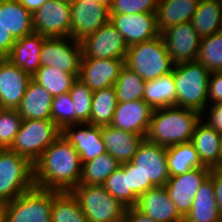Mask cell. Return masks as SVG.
Wrapping results in <instances>:
<instances>
[{
  "label": "cell",
  "instance_id": "29",
  "mask_svg": "<svg viewBox=\"0 0 222 222\" xmlns=\"http://www.w3.org/2000/svg\"><path fill=\"white\" fill-rule=\"evenodd\" d=\"M191 23L201 39L222 31V5L218 0H199Z\"/></svg>",
  "mask_w": 222,
  "mask_h": 222
},
{
  "label": "cell",
  "instance_id": "47",
  "mask_svg": "<svg viewBox=\"0 0 222 222\" xmlns=\"http://www.w3.org/2000/svg\"><path fill=\"white\" fill-rule=\"evenodd\" d=\"M210 177L213 180L218 211L222 220V170L211 169Z\"/></svg>",
  "mask_w": 222,
  "mask_h": 222
},
{
  "label": "cell",
  "instance_id": "46",
  "mask_svg": "<svg viewBox=\"0 0 222 222\" xmlns=\"http://www.w3.org/2000/svg\"><path fill=\"white\" fill-rule=\"evenodd\" d=\"M15 41L16 39L10 31H7L0 19V58H6L9 55Z\"/></svg>",
  "mask_w": 222,
  "mask_h": 222
},
{
  "label": "cell",
  "instance_id": "15",
  "mask_svg": "<svg viewBox=\"0 0 222 222\" xmlns=\"http://www.w3.org/2000/svg\"><path fill=\"white\" fill-rule=\"evenodd\" d=\"M161 36L174 64L197 59L201 38L191 21L173 25L164 30Z\"/></svg>",
  "mask_w": 222,
  "mask_h": 222
},
{
  "label": "cell",
  "instance_id": "6",
  "mask_svg": "<svg viewBox=\"0 0 222 222\" xmlns=\"http://www.w3.org/2000/svg\"><path fill=\"white\" fill-rule=\"evenodd\" d=\"M60 135L52 120L23 119L10 150L34 164Z\"/></svg>",
  "mask_w": 222,
  "mask_h": 222
},
{
  "label": "cell",
  "instance_id": "44",
  "mask_svg": "<svg viewBox=\"0 0 222 222\" xmlns=\"http://www.w3.org/2000/svg\"><path fill=\"white\" fill-rule=\"evenodd\" d=\"M201 115L203 122H205L209 127L214 128L218 133L222 134V102L210 104V106L207 105Z\"/></svg>",
  "mask_w": 222,
  "mask_h": 222
},
{
  "label": "cell",
  "instance_id": "14",
  "mask_svg": "<svg viewBox=\"0 0 222 222\" xmlns=\"http://www.w3.org/2000/svg\"><path fill=\"white\" fill-rule=\"evenodd\" d=\"M109 22V6L96 0L71 2V37L81 41Z\"/></svg>",
  "mask_w": 222,
  "mask_h": 222
},
{
  "label": "cell",
  "instance_id": "31",
  "mask_svg": "<svg viewBox=\"0 0 222 222\" xmlns=\"http://www.w3.org/2000/svg\"><path fill=\"white\" fill-rule=\"evenodd\" d=\"M169 176L184 174L194 168L204 167L191 141L166 147Z\"/></svg>",
  "mask_w": 222,
  "mask_h": 222
},
{
  "label": "cell",
  "instance_id": "42",
  "mask_svg": "<svg viewBox=\"0 0 222 222\" xmlns=\"http://www.w3.org/2000/svg\"><path fill=\"white\" fill-rule=\"evenodd\" d=\"M158 0H113L109 14L156 13Z\"/></svg>",
  "mask_w": 222,
  "mask_h": 222
},
{
  "label": "cell",
  "instance_id": "45",
  "mask_svg": "<svg viewBox=\"0 0 222 222\" xmlns=\"http://www.w3.org/2000/svg\"><path fill=\"white\" fill-rule=\"evenodd\" d=\"M212 102V103H211ZM222 102V72H213L209 78L207 105Z\"/></svg>",
  "mask_w": 222,
  "mask_h": 222
},
{
  "label": "cell",
  "instance_id": "25",
  "mask_svg": "<svg viewBox=\"0 0 222 222\" xmlns=\"http://www.w3.org/2000/svg\"><path fill=\"white\" fill-rule=\"evenodd\" d=\"M184 222H222L212 178L209 176L200 186L193 200L190 212Z\"/></svg>",
  "mask_w": 222,
  "mask_h": 222
},
{
  "label": "cell",
  "instance_id": "24",
  "mask_svg": "<svg viewBox=\"0 0 222 222\" xmlns=\"http://www.w3.org/2000/svg\"><path fill=\"white\" fill-rule=\"evenodd\" d=\"M52 95L33 79L17 108L23 119L51 120Z\"/></svg>",
  "mask_w": 222,
  "mask_h": 222
},
{
  "label": "cell",
  "instance_id": "22",
  "mask_svg": "<svg viewBox=\"0 0 222 222\" xmlns=\"http://www.w3.org/2000/svg\"><path fill=\"white\" fill-rule=\"evenodd\" d=\"M101 136L106 152L120 164L130 162L144 140L140 134L116 129L111 125L101 127Z\"/></svg>",
  "mask_w": 222,
  "mask_h": 222
},
{
  "label": "cell",
  "instance_id": "20",
  "mask_svg": "<svg viewBox=\"0 0 222 222\" xmlns=\"http://www.w3.org/2000/svg\"><path fill=\"white\" fill-rule=\"evenodd\" d=\"M153 109L144 100L118 102L111 126L146 136Z\"/></svg>",
  "mask_w": 222,
  "mask_h": 222
},
{
  "label": "cell",
  "instance_id": "30",
  "mask_svg": "<svg viewBox=\"0 0 222 222\" xmlns=\"http://www.w3.org/2000/svg\"><path fill=\"white\" fill-rule=\"evenodd\" d=\"M176 95L172 73L145 82L143 100L152 109L176 106Z\"/></svg>",
  "mask_w": 222,
  "mask_h": 222
},
{
  "label": "cell",
  "instance_id": "4",
  "mask_svg": "<svg viewBox=\"0 0 222 222\" xmlns=\"http://www.w3.org/2000/svg\"><path fill=\"white\" fill-rule=\"evenodd\" d=\"M124 65L144 81L154 80L172 72L174 63L162 36L128 47Z\"/></svg>",
  "mask_w": 222,
  "mask_h": 222
},
{
  "label": "cell",
  "instance_id": "40",
  "mask_svg": "<svg viewBox=\"0 0 222 222\" xmlns=\"http://www.w3.org/2000/svg\"><path fill=\"white\" fill-rule=\"evenodd\" d=\"M51 120L61 130L66 126L75 125V109L69 92L52 98Z\"/></svg>",
  "mask_w": 222,
  "mask_h": 222
},
{
  "label": "cell",
  "instance_id": "37",
  "mask_svg": "<svg viewBox=\"0 0 222 222\" xmlns=\"http://www.w3.org/2000/svg\"><path fill=\"white\" fill-rule=\"evenodd\" d=\"M145 82L136 72L124 66L114 84L118 102L143 100Z\"/></svg>",
  "mask_w": 222,
  "mask_h": 222
},
{
  "label": "cell",
  "instance_id": "10",
  "mask_svg": "<svg viewBox=\"0 0 222 222\" xmlns=\"http://www.w3.org/2000/svg\"><path fill=\"white\" fill-rule=\"evenodd\" d=\"M81 45V58L125 60L128 50L122 34L109 22L82 39Z\"/></svg>",
  "mask_w": 222,
  "mask_h": 222
},
{
  "label": "cell",
  "instance_id": "5",
  "mask_svg": "<svg viewBox=\"0 0 222 222\" xmlns=\"http://www.w3.org/2000/svg\"><path fill=\"white\" fill-rule=\"evenodd\" d=\"M34 187L33 164L10 149H0V201L10 202Z\"/></svg>",
  "mask_w": 222,
  "mask_h": 222
},
{
  "label": "cell",
  "instance_id": "21",
  "mask_svg": "<svg viewBox=\"0 0 222 222\" xmlns=\"http://www.w3.org/2000/svg\"><path fill=\"white\" fill-rule=\"evenodd\" d=\"M135 208L156 222H184L165 186L150 188L140 195Z\"/></svg>",
  "mask_w": 222,
  "mask_h": 222
},
{
  "label": "cell",
  "instance_id": "17",
  "mask_svg": "<svg viewBox=\"0 0 222 222\" xmlns=\"http://www.w3.org/2000/svg\"><path fill=\"white\" fill-rule=\"evenodd\" d=\"M124 66L119 59L81 58L78 79L92 91L106 89L114 86Z\"/></svg>",
  "mask_w": 222,
  "mask_h": 222
},
{
  "label": "cell",
  "instance_id": "7",
  "mask_svg": "<svg viewBox=\"0 0 222 222\" xmlns=\"http://www.w3.org/2000/svg\"><path fill=\"white\" fill-rule=\"evenodd\" d=\"M71 192L89 222H123L126 207L102 185H77Z\"/></svg>",
  "mask_w": 222,
  "mask_h": 222
},
{
  "label": "cell",
  "instance_id": "34",
  "mask_svg": "<svg viewBox=\"0 0 222 222\" xmlns=\"http://www.w3.org/2000/svg\"><path fill=\"white\" fill-rule=\"evenodd\" d=\"M51 222H89L71 191L53 190Z\"/></svg>",
  "mask_w": 222,
  "mask_h": 222
},
{
  "label": "cell",
  "instance_id": "26",
  "mask_svg": "<svg viewBox=\"0 0 222 222\" xmlns=\"http://www.w3.org/2000/svg\"><path fill=\"white\" fill-rule=\"evenodd\" d=\"M191 142L198 153L201 163L213 169L219 161L222 134L209 127L201 119L196 125Z\"/></svg>",
  "mask_w": 222,
  "mask_h": 222
},
{
  "label": "cell",
  "instance_id": "35",
  "mask_svg": "<svg viewBox=\"0 0 222 222\" xmlns=\"http://www.w3.org/2000/svg\"><path fill=\"white\" fill-rule=\"evenodd\" d=\"M120 166L110 154L103 153L82 164V176L78 185H102Z\"/></svg>",
  "mask_w": 222,
  "mask_h": 222
},
{
  "label": "cell",
  "instance_id": "32",
  "mask_svg": "<svg viewBox=\"0 0 222 222\" xmlns=\"http://www.w3.org/2000/svg\"><path fill=\"white\" fill-rule=\"evenodd\" d=\"M117 104L118 100L114 86L93 91L89 123L101 127L111 125Z\"/></svg>",
  "mask_w": 222,
  "mask_h": 222
},
{
  "label": "cell",
  "instance_id": "18",
  "mask_svg": "<svg viewBox=\"0 0 222 222\" xmlns=\"http://www.w3.org/2000/svg\"><path fill=\"white\" fill-rule=\"evenodd\" d=\"M62 135L80 155L81 164L106 153L101 126L90 123L69 125L62 130Z\"/></svg>",
  "mask_w": 222,
  "mask_h": 222
},
{
  "label": "cell",
  "instance_id": "11",
  "mask_svg": "<svg viewBox=\"0 0 222 222\" xmlns=\"http://www.w3.org/2000/svg\"><path fill=\"white\" fill-rule=\"evenodd\" d=\"M131 162L146 180V191L156 186H165L170 178L166 147L147 141L145 138L137 148Z\"/></svg>",
  "mask_w": 222,
  "mask_h": 222
},
{
  "label": "cell",
  "instance_id": "28",
  "mask_svg": "<svg viewBox=\"0 0 222 222\" xmlns=\"http://www.w3.org/2000/svg\"><path fill=\"white\" fill-rule=\"evenodd\" d=\"M0 19L15 39H20L34 32L32 13L24 8L19 0L1 2Z\"/></svg>",
  "mask_w": 222,
  "mask_h": 222
},
{
  "label": "cell",
  "instance_id": "12",
  "mask_svg": "<svg viewBox=\"0 0 222 222\" xmlns=\"http://www.w3.org/2000/svg\"><path fill=\"white\" fill-rule=\"evenodd\" d=\"M32 17L35 33L45 37H71V3L47 0Z\"/></svg>",
  "mask_w": 222,
  "mask_h": 222
},
{
  "label": "cell",
  "instance_id": "8",
  "mask_svg": "<svg viewBox=\"0 0 222 222\" xmlns=\"http://www.w3.org/2000/svg\"><path fill=\"white\" fill-rule=\"evenodd\" d=\"M53 190L37 187L6 203L5 222H51Z\"/></svg>",
  "mask_w": 222,
  "mask_h": 222
},
{
  "label": "cell",
  "instance_id": "51",
  "mask_svg": "<svg viewBox=\"0 0 222 222\" xmlns=\"http://www.w3.org/2000/svg\"><path fill=\"white\" fill-rule=\"evenodd\" d=\"M213 169L214 170H222V143H221V151H220L219 161Z\"/></svg>",
  "mask_w": 222,
  "mask_h": 222
},
{
  "label": "cell",
  "instance_id": "50",
  "mask_svg": "<svg viewBox=\"0 0 222 222\" xmlns=\"http://www.w3.org/2000/svg\"><path fill=\"white\" fill-rule=\"evenodd\" d=\"M6 218V202L0 201V222H5Z\"/></svg>",
  "mask_w": 222,
  "mask_h": 222
},
{
  "label": "cell",
  "instance_id": "33",
  "mask_svg": "<svg viewBox=\"0 0 222 222\" xmlns=\"http://www.w3.org/2000/svg\"><path fill=\"white\" fill-rule=\"evenodd\" d=\"M79 74L67 73L55 67L41 66L32 79L43 86L52 97L68 93Z\"/></svg>",
  "mask_w": 222,
  "mask_h": 222
},
{
  "label": "cell",
  "instance_id": "13",
  "mask_svg": "<svg viewBox=\"0 0 222 222\" xmlns=\"http://www.w3.org/2000/svg\"><path fill=\"white\" fill-rule=\"evenodd\" d=\"M210 173L211 168L204 166L170 177L167 180L165 189L183 218L190 212L196 192L210 176Z\"/></svg>",
  "mask_w": 222,
  "mask_h": 222
},
{
  "label": "cell",
  "instance_id": "49",
  "mask_svg": "<svg viewBox=\"0 0 222 222\" xmlns=\"http://www.w3.org/2000/svg\"><path fill=\"white\" fill-rule=\"evenodd\" d=\"M21 5L26 8L30 13L38 10L47 0H19Z\"/></svg>",
  "mask_w": 222,
  "mask_h": 222
},
{
  "label": "cell",
  "instance_id": "16",
  "mask_svg": "<svg viewBox=\"0 0 222 222\" xmlns=\"http://www.w3.org/2000/svg\"><path fill=\"white\" fill-rule=\"evenodd\" d=\"M109 23L122 34L128 47L161 35L156 13L109 14Z\"/></svg>",
  "mask_w": 222,
  "mask_h": 222
},
{
  "label": "cell",
  "instance_id": "38",
  "mask_svg": "<svg viewBox=\"0 0 222 222\" xmlns=\"http://www.w3.org/2000/svg\"><path fill=\"white\" fill-rule=\"evenodd\" d=\"M196 60L211 73L222 72V31L200 40Z\"/></svg>",
  "mask_w": 222,
  "mask_h": 222
},
{
  "label": "cell",
  "instance_id": "48",
  "mask_svg": "<svg viewBox=\"0 0 222 222\" xmlns=\"http://www.w3.org/2000/svg\"><path fill=\"white\" fill-rule=\"evenodd\" d=\"M123 222H156L135 207L126 208Z\"/></svg>",
  "mask_w": 222,
  "mask_h": 222
},
{
  "label": "cell",
  "instance_id": "53",
  "mask_svg": "<svg viewBox=\"0 0 222 222\" xmlns=\"http://www.w3.org/2000/svg\"><path fill=\"white\" fill-rule=\"evenodd\" d=\"M59 1H65V2H68V3L72 2V0H59Z\"/></svg>",
  "mask_w": 222,
  "mask_h": 222
},
{
  "label": "cell",
  "instance_id": "1",
  "mask_svg": "<svg viewBox=\"0 0 222 222\" xmlns=\"http://www.w3.org/2000/svg\"><path fill=\"white\" fill-rule=\"evenodd\" d=\"M35 187L72 191L80 182L82 164L74 147L60 135L33 164Z\"/></svg>",
  "mask_w": 222,
  "mask_h": 222
},
{
  "label": "cell",
  "instance_id": "39",
  "mask_svg": "<svg viewBox=\"0 0 222 222\" xmlns=\"http://www.w3.org/2000/svg\"><path fill=\"white\" fill-rule=\"evenodd\" d=\"M75 109V124L89 123L93 91L77 79L69 91Z\"/></svg>",
  "mask_w": 222,
  "mask_h": 222
},
{
  "label": "cell",
  "instance_id": "41",
  "mask_svg": "<svg viewBox=\"0 0 222 222\" xmlns=\"http://www.w3.org/2000/svg\"><path fill=\"white\" fill-rule=\"evenodd\" d=\"M23 118L17 109H3L0 111V149H10Z\"/></svg>",
  "mask_w": 222,
  "mask_h": 222
},
{
  "label": "cell",
  "instance_id": "9",
  "mask_svg": "<svg viewBox=\"0 0 222 222\" xmlns=\"http://www.w3.org/2000/svg\"><path fill=\"white\" fill-rule=\"evenodd\" d=\"M81 41L72 37H45L41 53V66L55 67L71 74L80 73Z\"/></svg>",
  "mask_w": 222,
  "mask_h": 222
},
{
  "label": "cell",
  "instance_id": "19",
  "mask_svg": "<svg viewBox=\"0 0 222 222\" xmlns=\"http://www.w3.org/2000/svg\"><path fill=\"white\" fill-rule=\"evenodd\" d=\"M32 77L6 58H0V105L17 109Z\"/></svg>",
  "mask_w": 222,
  "mask_h": 222
},
{
  "label": "cell",
  "instance_id": "43",
  "mask_svg": "<svg viewBox=\"0 0 222 222\" xmlns=\"http://www.w3.org/2000/svg\"><path fill=\"white\" fill-rule=\"evenodd\" d=\"M126 174H128L129 190L137 197L146 192L145 177L131 161L126 163Z\"/></svg>",
  "mask_w": 222,
  "mask_h": 222
},
{
  "label": "cell",
  "instance_id": "2",
  "mask_svg": "<svg viewBox=\"0 0 222 222\" xmlns=\"http://www.w3.org/2000/svg\"><path fill=\"white\" fill-rule=\"evenodd\" d=\"M201 116L198 111L176 106L153 109L145 139L164 147L189 142Z\"/></svg>",
  "mask_w": 222,
  "mask_h": 222
},
{
  "label": "cell",
  "instance_id": "52",
  "mask_svg": "<svg viewBox=\"0 0 222 222\" xmlns=\"http://www.w3.org/2000/svg\"><path fill=\"white\" fill-rule=\"evenodd\" d=\"M78 1H82V0H72V2H78ZM96 1L103 2L107 6H110L113 0H96Z\"/></svg>",
  "mask_w": 222,
  "mask_h": 222
},
{
  "label": "cell",
  "instance_id": "36",
  "mask_svg": "<svg viewBox=\"0 0 222 222\" xmlns=\"http://www.w3.org/2000/svg\"><path fill=\"white\" fill-rule=\"evenodd\" d=\"M103 188L117 199L124 207H135L138 197L129 190L126 163L120 166L102 184Z\"/></svg>",
  "mask_w": 222,
  "mask_h": 222
},
{
  "label": "cell",
  "instance_id": "27",
  "mask_svg": "<svg viewBox=\"0 0 222 222\" xmlns=\"http://www.w3.org/2000/svg\"><path fill=\"white\" fill-rule=\"evenodd\" d=\"M199 0H158L156 9L157 27L160 33L167 28L191 21Z\"/></svg>",
  "mask_w": 222,
  "mask_h": 222
},
{
  "label": "cell",
  "instance_id": "3",
  "mask_svg": "<svg viewBox=\"0 0 222 222\" xmlns=\"http://www.w3.org/2000/svg\"><path fill=\"white\" fill-rule=\"evenodd\" d=\"M176 89V107L202 113L207 106L211 72L197 60L175 64L172 70Z\"/></svg>",
  "mask_w": 222,
  "mask_h": 222
},
{
  "label": "cell",
  "instance_id": "23",
  "mask_svg": "<svg viewBox=\"0 0 222 222\" xmlns=\"http://www.w3.org/2000/svg\"><path fill=\"white\" fill-rule=\"evenodd\" d=\"M44 38L45 36L33 32L16 39L6 59L32 77L41 67L40 53Z\"/></svg>",
  "mask_w": 222,
  "mask_h": 222
}]
</instances>
